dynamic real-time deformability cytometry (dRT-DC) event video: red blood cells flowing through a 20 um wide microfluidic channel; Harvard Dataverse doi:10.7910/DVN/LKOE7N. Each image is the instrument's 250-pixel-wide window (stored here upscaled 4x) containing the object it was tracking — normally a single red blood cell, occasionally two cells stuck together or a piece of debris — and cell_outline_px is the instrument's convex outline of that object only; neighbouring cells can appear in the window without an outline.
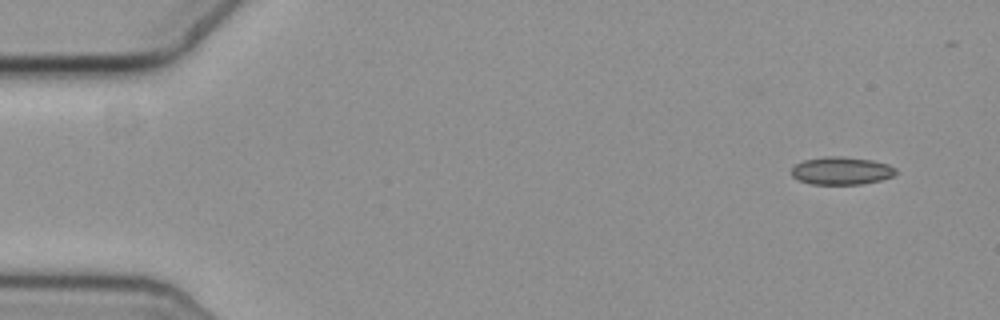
{"species": "common noctule bat (a hibernating species)", "species_latin": "Nyctalus noctula", "temperature_condition": "cold", "stored_images_in_passage": 43, "camera_frame_rate_fps": 3000, "um_per_image_px": 0.085, "animal": {"sex": "female", "body_mass_g": 19.3, "forearm_length_mm": 54.1}, "frame": {"image": 1, "passage_image": 1, "time_ms": 0.0, "image_size_px": [1000, 320], "cell_outline_px": [[896, 172], [892, 176], [880, 180], [860, 184], [812, 184], [800, 180], [792, 176], [792, 168], [796, 164], [804, 160], [824, 156], [840, 156], [872, 160], [888, 164], [896, 168]], "centroid_in_image_um": [71.52, 14.5], "position_along_channel_um": 13.5, "area_um2": 16.76}}
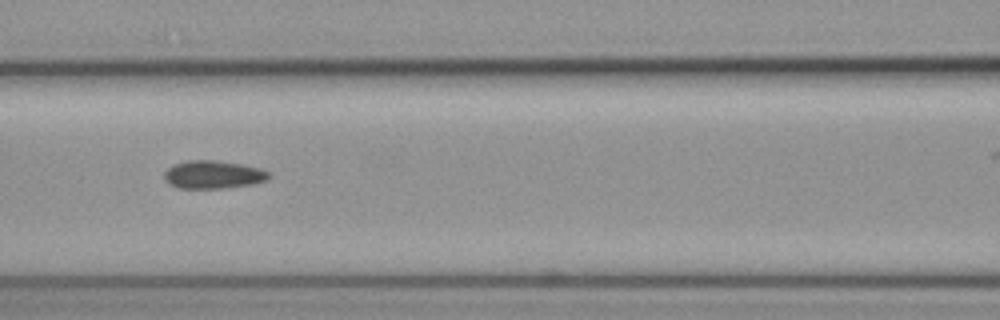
{"frame": {"image": 2, "passage_image": 22, "time_ms": 7.0, "image_size_px": [1000, 320], "cell_outline_px": [[272, 176], [264, 180], [252, 184], [224, 188], [180, 188], [168, 184], [164, 180], [164, 172], [168, 168], [176, 164], [188, 160], [216, 160], [240, 164], [260, 168], [268, 172]], "centroid_in_image_um": [18.1, 14.84], "position_along_channel_um": 148.5, "area_um2": 16.99}}
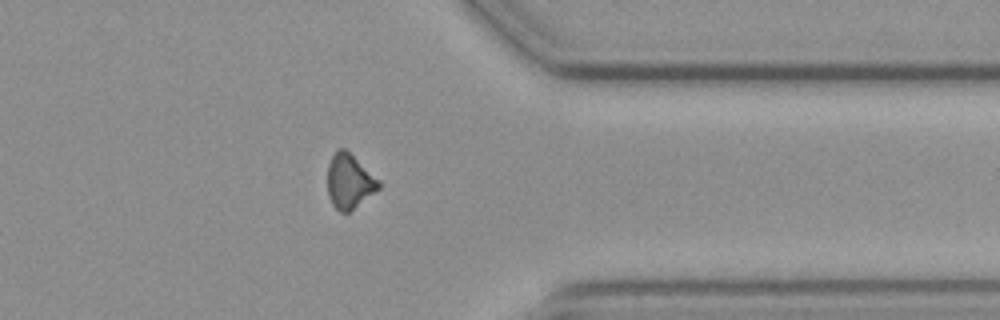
{"frame": {"image": 3, "passage_image": 42, "time_ms": 13.667, "image_size_px": [1000, 320], "cell_outline_px": [[380, 188], [348, 212], [340, 212], [332, 204], [328, 196], [328, 164], [336, 148], [344, 148], [380, 180]], "centroid_in_image_um": [29.68, 15.4], "position_along_channel_um": 381.7, "area_um2": 16.07}}